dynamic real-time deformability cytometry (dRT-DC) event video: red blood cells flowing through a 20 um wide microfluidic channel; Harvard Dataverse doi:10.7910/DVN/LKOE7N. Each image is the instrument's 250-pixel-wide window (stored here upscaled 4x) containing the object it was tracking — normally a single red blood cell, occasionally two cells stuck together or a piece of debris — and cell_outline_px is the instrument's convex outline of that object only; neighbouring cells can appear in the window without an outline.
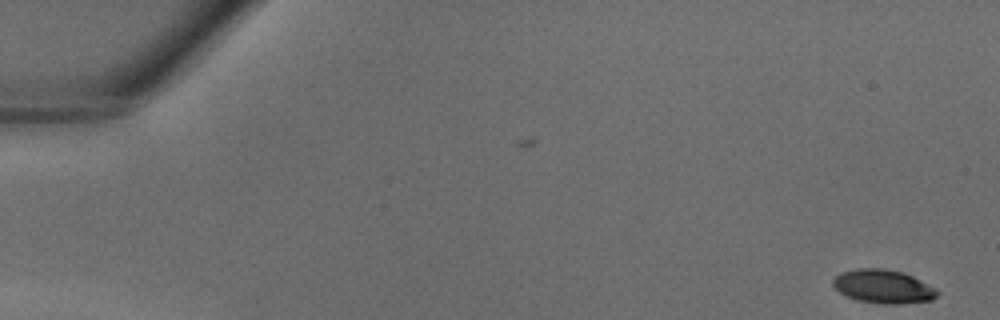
{"species": "common noctule bat (a hibernating species)", "species_latin": "Nyctalus noctula", "temperature_condition": "warm", "stored_images_in_passage": 39, "camera_frame_rate_fps": 3000, "um_per_image_px": 0.085, "animal": {"sex": "male", "body_mass_g": 18.8}, "frame": {"image": 1, "passage_image": 1, "time_ms": 0.0, "image_size_px": [1000, 320], "cell_outline_px": [[940, 292], [932, 300], [900, 304], [884, 304], [856, 300], [840, 292], [832, 284], [832, 280], [840, 272], [856, 268], [884, 268], [904, 272], [912, 276]], "centroid_in_image_um": [75.04, 24.34], "position_along_channel_um": 10.0, "area_um2": 20.35}}
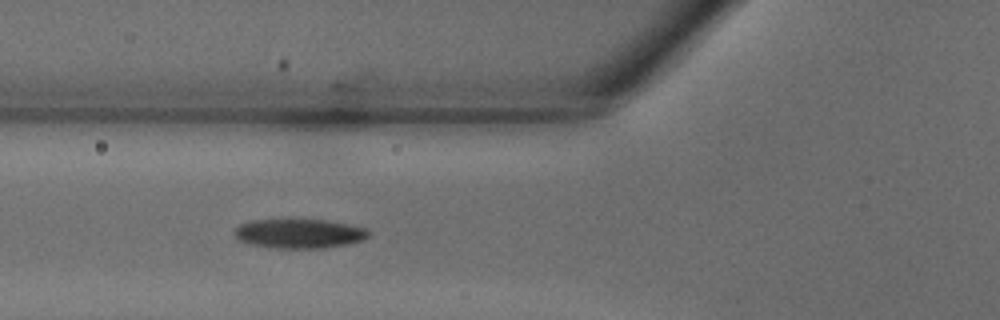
{"frame": {"image": 2, "passage_image": 15, "time_ms": 4.667, "image_size_px": [1000, 320], "cell_outline_px": [[368, 236], [364, 240], [344, 244], [320, 248], [276, 248], [248, 244], [240, 240], [232, 232], [240, 224], [252, 220], [324, 220], [348, 224], [368, 228]], "centroid_in_image_um": [25.41, 19.85], "position_along_channel_um": 100.4, "area_um2": 22.72}}
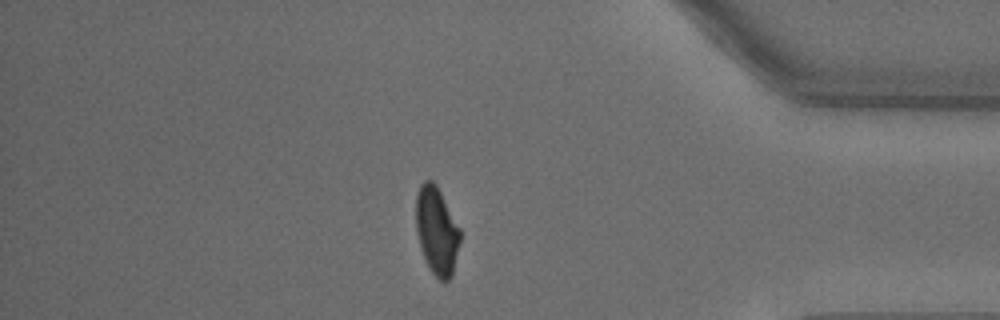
{"frame": {"image": 3, "passage_image": 34, "time_ms": 11.0, "image_size_px": [1000, 320], "cell_outline_px": [[460, 240], [452, 276], [448, 280], [440, 280], [432, 272], [420, 248], [416, 232], [416, 196], [420, 184], [424, 180], [432, 180], [436, 184], [460, 228]], "centroid_in_image_um": [37.11, 19.59], "position_along_channel_um": 398.1, "area_um2": 22.43}}